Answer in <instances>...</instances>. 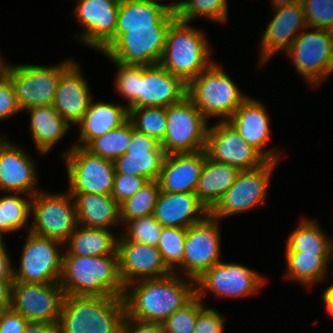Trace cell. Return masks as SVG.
<instances>
[{"label":"cell","instance_id":"7bdbcfd3","mask_svg":"<svg viewBox=\"0 0 333 333\" xmlns=\"http://www.w3.org/2000/svg\"><path fill=\"white\" fill-rule=\"evenodd\" d=\"M117 72L115 86L117 92L127 101V109L138 108V87L140 80V65H125L111 60Z\"/></svg>","mask_w":333,"mask_h":333},{"label":"cell","instance_id":"91938a15","mask_svg":"<svg viewBox=\"0 0 333 333\" xmlns=\"http://www.w3.org/2000/svg\"><path fill=\"white\" fill-rule=\"evenodd\" d=\"M7 65H0V80L5 75Z\"/></svg>","mask_w":333,"mask_h":333},{"label":"cell","instance_id":"4dcf8cb0","mask_svg":"<svg viewBox=\"0 0 333 333\" xmlns=\"http://www.w3.org/2000/svg\"><path fill=\"white\" fill-rule=\"evenodd\" d=\"M24 112L30 116L29 132L37 154L50 152L71 128L52 105L36 106Z\"/></svg>","mask_w":333,"mask_h":333},{"label":"cell","instance_id":"4fadbf2b","mask_svg":"<svg viewBox=\"0 0 333 333\" xmlns=\"http://www.w3.org/2000/svg\"><path fill=\"white\" fill-rule=\"evenodd\" d=\"M63 155L69 193L111 195L115 175L114 161L104 159L85 147L76 145H72Z\"/></svg>","mask_w":333,"mask_h":333},{"label":"cell","instance_id":"db71d44e","mask_svg":"<svg viewBox=\"0 0 333 333\" xmlns=\"http://www.w3.org/2000/svg\"><path fill=\"white\" fill-rule=\"evenodd\" d=\"M23 333H58L57 324L48 322H28Z\"/></svg>","mask_w":333,"mask_h":333},{"label":"cell","instance_id":"d6986e66","mask_svg":"<svg viewBox=\"0 0 333 333\" xmlns=\"http://www.w3.org/2000/svg\"><path fill=\"white\" fill-rule=\"evenodd\" d=\"M7 136L0 137V193L34 196L38 188L35 159Z\"/></svg>","mask_w":333,"mask_h":333},{"label":"cell","instance_id":"11a10c76","mask_svg":"<svg viewBox=\"0 0 333 333\" xmlns=\"http://www.w3.org/2000/svg\"><path fill=\"white\" fill-rule=\"evenodd\" d=\"M322 302L327 313L333 316V283L323 291Z\"/></svg>","mask_w":333,"mask_h":333},{"label":"cell","instance_id":"6da1fadb","mask_svg":"<svg viewBox=\"0 0 333 333\" xmlns=\"http://www.w3.org/2000/svg\"><path fill=\"white\" fill-rule=\"evenodd\" d=\"M157 279L138 280L125 286V319L163 323L195 295V280L178 272Z\"/></svg>","mask_w":333,"mask_h":333},{"label":"cell","instance_id":"816d5d0a","mask_svg":"<svg viewBox=\"0 0 333 333\" xmlns=\"http://www.w3.org/2000/svg\"><path fill=\"white\" fill-rule=\"evenodd\" d=\"M13 279H0V311L11 308Z\"/></svg>","mask_w":333,"mask_h":333},{"label":"cell","instance_id":"5bb4252c","mask_svg":"<svg viewBox=\"0 0 333 333\" xmlns=\"http://www.w3.org/2000/svg\"><path fill=\"white\" fill-rule=\"evenodd\" d=\"M220 220L210 214L187 228L184 245L183 276L197 280L204 272L223 260Z\"/></svg>","mask_w":333,"mask_h":333},{"label":"cell","instance_id":"6f0895ef","mask_svg":"<svg viewBox=\"0 0 333 333\" xmlns=\"http://www.w3.org/2000/svg\"><path fill=\"white\" fill-rule=\"evenodd\" d=\"M303 0H272L271 5L272 9L282 7V6H287V5H292V4H299L302 3Z\"/></svg>","mask_w":333,"mask_h":333},{"label":"cell","instance_id":"9a60e30c","mask_svg":"<svg viewBox=\"0 0 333 333\" xmlns=\"http://www.w3.org/2000/svg\"><path fill=\"white\" fill-rule=\"evenodd\" d=\"M169 28L127 29L102 53L110 60L125 65L159 64Z\"/></svg>","mask_w":333,"mask_h":333},{"label":"cell","instance_id":"44dd1931","mask_svg":"<svg viewBox=\"0 0 333 333\" xmlns=\"http://www.w3.org/2000/svg\"><path fill=\"white\" fill-rule=\"evenodd\" d=\"M119 274L124 286L138 280L157 279L172 272L164 264L157 246L117 241Z\"/></svg>","mask_w":333,"mask_h":333},{"label":"cell","instance_id":"3957f363","mask_svg":"<svg viewBox=\"0 0 333 333\" xmlns=\"http://www.w3.org/2000/svg\"><path fill=\"white\" fill-rule=\"evenodd\" d=\"M125 305L121 296L65 295L58 333H122Z\"/></svg>","mask_w":333,"mask_h":333},{"label":"cell","instance_id":"7402d4cb","mask_svg":"<svg viewBox=\"0 0 333 333\" xmlns=\"http://www.w3.org/2000/svg\"><path fill=\"white\" fill-rule=\"evenodd\" d=\"M266 109L262 101L249 96L227 121L267 160L279 161L282 155L280 151L275 148L265 149L271 139L270 117Z\"/></svg>","mask_w":333,"mask_h":333},{"label":"cell","instance_id":"603a6c76","mask_svg":"<svg viewBox=\"0 0 333 333\" xmlns=\"http://www.w3.org/2000/svg\"><path fill=\"white\" fill-rule=\"evenodd\" d=\"M187 96V84L160 64L140 65L138 108L168 107Z\"/></svg>","mask_w":333,"mask_h":333},{"label":"cell","instance_id":"b9f144b4","mask_svg":"<svg viewBox=\"0 0 333 333\" xmlns=\"http://www.w3.org/2000/svg\"><path fill=\"white\" fill-rule=\"evenodd\" d=\"M124 226L117 241H134L153 246L158 245L163 228L153 214L127 221Z\"/></svg>","mask_w":333,"mask_h":333},{"label":"cell","instance_id":"bcb514c9","mask_svg":"<svg viewBox=\"0 0 333 333\" xmlns=\"http://www.w3.org/2000/svg\"><path fill=\"white\" fill-rule=\"evenodd\" d=\"M149 180L141 176L115 174L111 196L120 205L123 201L134 196Z\"/></svg>","mask_w":333,"mask_h":333},{"label":"cell","instance_id":"f907efd6","mask_svg":"<svg viewBox=\"0 0 333 333\" xmlns=\"http://www.w3.org/2000/svg\"><path fill=\"white\" fill-rule=\"evenodd\" d=\"M122 333H165L162 323L124 319Z\"/></svg>","mask_w":333,"mask_h":333},{"label":"cell","instance_id":"8992f818","mask_svg":"<svg viewBox=\"0 0 333 333\" xmlns=\"http://www.w3.org/2000/svg\"><path fill=\"white\" fill-rule=\"evenodd\" d=\"M64 59L59 64H10L5 76L11 81L21 111L52 105L61 75L75 62Z\"/></svg>","mask_w":333,"mask_h":333},{"label":"cell","instance_id":"ab89813d","mask_svg":"<svg viewBox=\"0 0 333 333\" xmlns=\"http://www.w3.org/2000/svg\"><path fill=\"white\" fill-rule=\"evenodd\" d=\"M128 120L138 132L162 142L167 128L166 107H144L128 110Z\"/></svg>","mask_w":333,"mask_h":333},{"label":"cell","instance_id":"cb8c5ba5","mask_svg":"<svg viewBox=\"0 0 333 333\" xmlns=\"http://www.w3.org/2000/svg\"><path fill=\"white\" fill-rule=\"evenodd\" d=\"M165 156L160 142L132 126V138L126 152L114 161L115 174L157 180Z\"/></svg>","mask_w":333,"mask_h":333},{"label":"cell","instance_id":"d590c367","mask_svg":"<svg viewBox=\"0 0 333 333\" xmlns=\"http://www.w3.org/2000/svg\"><path fill=\"white\" fill-rule=\"evenodd\" d=\"M24 196V198H23ZM32 196L22 193H10L0 197V230L6 235L26 228L29 232L31 223Z\"/></svg>","mask_w":333,"mask_h":333},{"label":"cell","instance_id":"ac0fdd59","mask_svg":"<svg viewBox=\"0 0 333 333\" xmlns=\"http://www.w3.org/2000/svg\"><path fill=\"white\" fill-rule=\"evenodd\" d=\"M120 0H77L74 16L82 31L75 38L98 52L115 36Z\"/></svg>","mask_w":333,"mask_h":333},{"label":"cell","instance_id":"8d00e7d4","mask_svg":"<svg viewBox=\"0 0 333 333\" xmlns=\"http://www.w3.org/2000/svg\"><path fill=\"white\" fill-rule=\"evenodd\" d=\"M132 138V123L127 120L120 127L93 139L85 148L104 159L115 161L122 156Z\"/></svg>","mask_w":333,"mask_h":333},{"label":"cell","instance_id":"484cf974","mask_svg":"<svg viewBox=\"0 0 333 333\" xmlns=\"http://www.w3.org/2000/svg\"><path fill=\"white\" fill-rule=\"evenodd\" d=\"M206 158L205 149L194 153L167 154L157 179L160 191L195 193Z\"/></svg>","mask_w":333,"mask_h":333},{"label":"cell","instance_id":"681fc988","mask_svg":"<svg viewBox=\"0 0 333 333\" xmlns=\"http://www.w3.org/2000/svg\"><path fill=\"white\" fill-rule=\"evenodd\" d=\"M28 322L12 308L3 310L0 316V333H23Z\"/></svg>","mask_w":333,"mask_h":333},{"label":"cell","instance_id":"680465c9","mask_svg":"<svg viewBox=\"0 0 333 333\" xmlns=\"http://www.w3.org/2000/svg\"><path fill=\"white\" fill-rule=\"evenodd\" d=\"M4 235H6L5 233H3L1 230H0V250H4L6 249L7 247L5 246L6 244L4 243Z\"/></svg>","mask_w":333,"mask_h":333},{"label":"cell","instance_id":"9c48e42d","mask_svg":"<svg viewBox=\"0 0 333 333\" xmlns=\"http://www.w3.org/2000/svg\"><path fill=\"white\" fill-rule=\"evenodd\" d=\"M278 163L267 160L257 168L240 170L235 182L210 210V215L221 220L266 204L271 175Z\"/></svg>","mask_w":333,"mask_h":333},{"label":"cell","instance_id":"f5cc1de1","mask_svg":"<svg viewBox=\"0 0 333 333\" xmlns=\"http://www.w3.org/2000/svg\"><path fill=\"white\" fill-rule=\"evenodd\" d=\"M7 248L0 250V279H13V264Z\"/></svg>","mask_w":333,"mask_h":333},{"label":"cell","instance_id":"83f0119b","mask_svg":"<svg viewBox=\"0 0 333 333\" xmlns=\"http://www.w3.org/2000/svg\"><path fill=\"white\" fill-rule=\"evenodd\" d=\"M176 18V14L150 1L120 0L115 36L99 52L102 53L121 33H127V29L169 28Z\"/></svg>","mask_w":333,"mask_h":333},{"label":"cell","instance_id":"e575fe53","mask_svg":"<svg viewBox=\"0 0 333 333\" xmlns=\"http://www.w3.org/2000/svg\"><path fill=\"white\" fill-rule=\"evenodd\" d=\"M285 252L333 254V237L326 235L316 221L304 218L288 236Z\"/></svg>","mask_w":333,"mask_h":333},{"label":"cell","instance_id":"7dc6e473","mask_svg":"<svg viewBox=\"0 0 333 333\" xmlns=\"http://www.w3.org/2000/svg\"><path fill=\"white\" fill-rule=\"evenodd\" d=\"M226 318L215 308L205 304L198 310L192 333H224Z\"/></svg>","mask_w":333,"mask_h":333},{"label":"cell","instance_id":"d4e9b609","mask_svg":"<svg viewBox=\"0 0 333 333\" xmlns=\"http://www.w3.org/2000/svg\"><path fill=\"white\" fill-rule=\"evenodd\" d=\"M79 63L75 61L62 75L52 106L70 126H76L94 99Z\"/></svg>","mask_w":333,"mask_h":333},{"label":"cell","instance_id":"ee69618b","mask_svg":"<svg viewBox=\"0 0 333 333\" xmlns=\"http://www.w3.org/2000/svg\"><path fill=\"white\" fill-rule=\"evenodd\" d=\"M205 301L200 300L195 295L182 308L175 311L163 323L165 333H192L198 310L204 305Z\"/></svg>","mask_w":333,"mask_h":333},{"label":"cell","instance_id":"7a4b0ae2","mask_svg":"<svg viewBox=\"0 0 333 333\" xmlns=\"http://www.w3.org/2000/svg\"><path fill=\"white\" fill-rule=\"evenodd\" d=\"M59 284L65 295L123 297L117 250L104 256L63 255Z\"/></svg>","mask_w":333,"mask_h":333},{"label":"cell","instance_id":"94428289","mask_svg":"<svg viewBox=\"0 0 333 333\" xmlns=\"http://www.w3.org/2000/svg\"><path fill=\"white\" fill-rule=\"evenodd\" d=\"M1 50H0V65H8V62H6L3 58V56L1 55Z\"/></svg>","mask_w":333,"mask_h":333},{"label":"cell","instance_id":"30bf717a","mask_svg":"<svg viewBox=\"0 0 333 333\" xmlns=\"http://www.w3.org/2000/svg\"><path fill=\"white\" fill-rule=\"evenodd\" d=\"M166 118L167 128L160 143L166 155L205 149L209 120L187 96L166 107Z\"/></svg>","mask_w":333,"mask_h":333},{"label":"cell","instance_id":"f35d334b","mask_svg":"<svg viewBox=\"0 0 333 333\" xmlns=\"http://www.w3.org/2000/svg\"><path fill=\"white\" fill-rule=\"evenodd\" d=\"M187 228L163 227L157 248L166 267L178 274L183 272V256Z\"/></svg>","mask_w":333,"mask_h":333},{"label":"cell","instance_id":"c3c4849f","mask_svg":"<svg viewBox=\"0 0 333 333\" xmlns=\"http://www.w3.org/2000/svg\"><path fill=\"white\" fill-rule=\"evenodd\" d=\"M22 112L11 81L4 75L0 80V121Z\"/></svg>","mask_w":333,"mask_h":333},{"label":"cell","instance_id":"1f68e13d","mask_svg":"<svg viewBox=\"0 0 333 333\" xmlns=\"http://www.w3.org/2000/svg\"><path fill=\"white\" fill-rule=\"evenodd\" d=\"M240 170L207 156L203 164L195 194L210 211L235 182Z\"/></svg>","mask_w":333,"mask_h":333},{"label":"cell","instance_id":"8fae6325","mask_svg":"<svg viewBox=\"0 0 333 333\" xmlns=\"http://www.w3.org/2000/svg\"><path fill=\"white\" fill-rule=\"evenodd\" d=\"M19 267L13 266V282H59L65 244L27 232ZM63 250V252H62Z\"/></svg>","mask_w":333,"mask_h":333},{"label":"cell","instance_id":"277c9868","mask_svg":"<svg viewBox=\"0 0 333 333\" xmlns=\"http://www.w3.org/2000/svg\"><path fill=\"white\" fill-rule=\"evenodd\" d=\"M209 43L203 30L176 18L168 29L159 64L188 84L215 62Z\"/></svg>","mask_w":333,"mask_h":333},{"label":"cell","instance_id":"4316f807","mask_svg":"<svg viewBox=\"0 0 333 333\" xmlns=\"http://www.w3.org/2000/svg\"><path fill=\"white\" fill-rule=\"evenodd\" d=\"M210 211L195 193L160 191L153 216L163 227L189 228L203 221Z\"/></svg>","mask_w":333,"mask_h":333},{"label":"cell","instance_id":"e0dca14e","mask_svg":"<svg viewBox=\"0 0 333 333\" xmlns=\"http://www.w3.org/2000/svg\"><path fill=\"white\" fill-rule=\"evenodd\" d=\"M208 127L205 151L212 160L250 170L264 164L267 159L248 144L228 121H215Z\"/></svg>","mask_w":333,"mask_h":333},{"label":"cell","instance_id":"5b68a950","mask_svg":"<svg viewBox=\"0 0 333 333\" xmlns=\"http://www.w3.org/2000/svg\"><path fill=\"white\" fill-rule=\"evenodd\" d=\"M187 97L208 120L227 121L249 96L214 62L187 84Z\"/></svg>","mask_w":333,"mask_h":333},{"label":"cell","instance_id":"ba28073f","mask_svg":"<svg viewBox=\"0 0 333 333\" xmlns=\"http://www.w3.org/2000/svg\"><path fill=\"white\" fill-rule=\"evenodd\" d=\"M31 216V233L64 244L78 226L75 200L68 191H38L31 200Z\"/></svg>","mask_w":333,"mask_h":333},{"label":"cell","instance_id":"9f6ffc18","mask_svg":"<svg viewBox=\"0 0 333 333\" xmlns=\"http://www.w3.org/2000/svg\"><path fill=\"white\" fill-rule=\"evenodd\" d=\"M150 1L152 3H156L159 5H162L165 9H167L170 13L177 14L179 11V8L181 6L182 0H179L177 2L173 1L171 4H160V0H146Z\"/></svg>","mask_w":333,"mask_h":333},{"label":"cell","instance_id":"d6a6232c","mask_svg":"<svg viewBox=\"0 0 333 333\" xmlns=\"http://www.w3.org/2000/svg\"><path fill=\"white\" fill-rule=\"evenodd\" d=\"M118 233L78 225L65 243L63 255L104 256L117 250Z\"/></svg>","mask_w":333,"mask_h":333},{"label":"cell","instance_id":"60d3db41","mask_svg":"<svg viewBox=\"0 0 333 333\" xmlns=\"http://www.w3.org/2000/svg\"><path fill=\"white\" fill-rule=\"evenodd\" d=\"M176 17L186 22L206 18L225 24L228 23L227 0H182Z\"/></svg>","mask_w":333,"mask_h":333},{"label":"cell","instance_id":"74e56055","mask_svg":"<svg viewBox=\"0 0 333 333\" xmlns=\"http://www.w3.org/2000/svg\"><path fill=\"white\" fill-rule=\"evenodd\" d=\"M160 188L157 180L148 181L134 196L123 201L120 207V221H127L153 214Z\"/></svg>","mask_w":333,"mask_h":333},{"label":"cell","instance_id":"f6af8a7d","mask_svg":"<svg viewBox=\"0 0 333 333\" xmlns=\"http://www.w3.org/2000/svg\"><path fill=\"white\" fill-rule=\"evenodd\" d=\"M308 27L333 29V0H303Z\"/></svg>","mask_w":333,"mask_h":333},{"label":"cell","instance_id":"2e32d148","mask_svg":"<svg viewBox=\"0 0 333 333\" xmlns=\"http://www.w3.org/2000/svg\"><path fill=\"white\" fill-rule=\"evenodd\" d=\"M64 297L59 282H13L11 308L29 322L58 324Z\"/></svg>","mask_w":333,"mask_h":333},{"label":"cell","instance_id":"52a82bcc","mask_svg":"<svg viewBox=\"0 0 333 333\" xmlns=\"http://www.w3.org/2000/svg\"><path fill=\"white\" fill-rule=\"evenodd\" d=\"M284 54L308 85L319 87L333 74L332 31L307 26Z\"/></svg>","mask_w":333,"mask_h":333},{"label":"cell","instance_id":"7c38bea8","mask_svg":"<svg viewBox=\"0 0 333 333\" xmlns=\"http://www.w3.org/2000/svg\"><path fill=\"white\" fill-rule=\"evenodd\" d=\"M263 276L243 264L221 260L195 280L196 295L202 301L210 292L220 298L254 296L266 283Z\"/></svg>","mask_w":333,"mask_h":333},{"label":"cell","instance_id":"f546056e","mask_svg":"<svg viewBox=\"0 0 333 333\" xmlns=\"http://www.w3.org/2000/svg\"><path fill=\"white\" fill-rule=\"evenodd\" d=\"M76 206L78 225L112 230L121 224L118 202L108 194L70 193Z\"/></svg>","mask_w":333,"mask_h":333},{"label":"cell","instance_id":"f1b7e54d","mask_svg":"<svg viewBox=\"0 0 333 333\" xmlns=\"http://www.w3.org/2000/svg\"><path fill=\"white\" fill-rule=\"evenodd\" d=\"M128 120L126 105L91 101L89 109L76 125L79 139L73 145L86 147L93 139L120 127Z\"/></svg>","mask_w":333,"mask_h":333},{"label":"cell","instance_id":"ffe728a7","mask_svg":"<svg viewBox=\"0 0 333 333\" xmlns=\"http://www.w3.org/2000/svg\"><path fill=\"white\" fill-rule=\"evenodd\" d=\"M272 11L274 17L267 25L259 46V67L272 59L274 54L285 53L307 27L302 3L278 7Z\"/></svg>","mask_w":333,"mask_h":333},{"label":"cell","instance_id":"836d02e7","mask_svg":"<svg viewBox=\"0 0 333 333\" xmlns=\"http://www.w3.org/2000/svg\"><path fill=\"white\" fill-rule=\"evenodd\" d=\"M286 270L284 277L305 287H312L323 281L328 274L333 254H309L285 252Z\"/></svg>","mask_w":333,"mask_h":333}]
</instances>
